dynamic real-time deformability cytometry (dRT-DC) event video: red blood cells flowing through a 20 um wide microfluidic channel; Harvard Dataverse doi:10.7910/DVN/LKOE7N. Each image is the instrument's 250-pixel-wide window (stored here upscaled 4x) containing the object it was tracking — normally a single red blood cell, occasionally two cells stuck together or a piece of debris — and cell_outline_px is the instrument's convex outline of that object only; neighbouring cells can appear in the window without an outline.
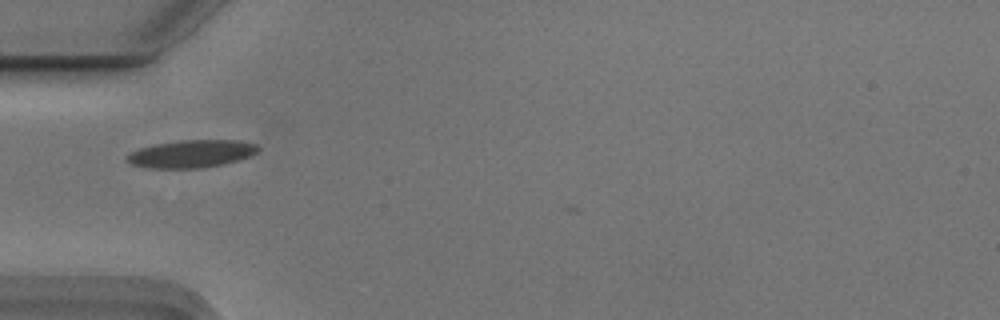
{"species": "Egyptian fruit bat (a non-hibernating species)", "species_latin": "Rousettus aegyptiacus", "temperature_condition": "cold", "stored_images_in_passage": 3, "camera_frame_rate_fps": 3000, "um_per_image_px": 0.085, "animal": {"sex": "male"}, "frame": {"image": 1, "passage_image": 1, "time_ms": 0.0, "image_size_px": [1000, 320], "cell_outline_px": [[260, 148], [256, 152], [248, 156], [224, 164], [200, 168], [148, 168], [132, 164], [124, 160], [124, 156], [128, 152], [152, 144], [180, 140], [240, 140], [256, 144]], "centroid_in_image_um": [16.2, 13.06], "position_along_channel_um": 68.8, "area_um2": 21.27}}